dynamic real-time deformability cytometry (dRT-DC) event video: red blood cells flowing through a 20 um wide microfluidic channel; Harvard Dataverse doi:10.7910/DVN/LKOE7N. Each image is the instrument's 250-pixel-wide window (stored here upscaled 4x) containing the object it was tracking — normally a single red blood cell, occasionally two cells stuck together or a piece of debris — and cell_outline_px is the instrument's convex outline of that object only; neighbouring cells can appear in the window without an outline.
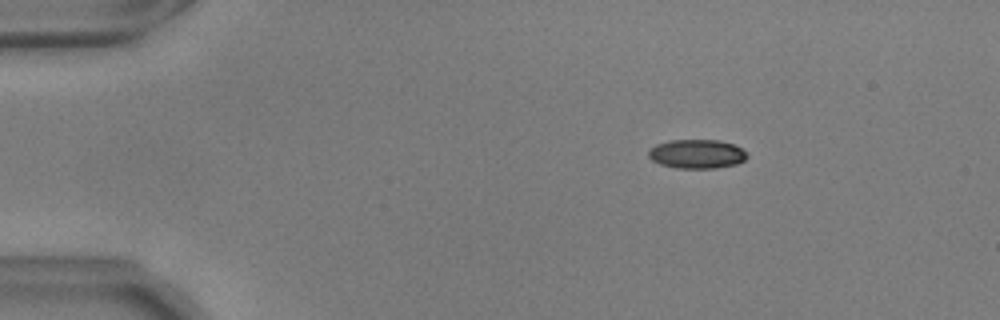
{"species": "common noctule bat (a hibernating species)", "species_latin": "Nyctalus noctula", "temperature_condition": "warm", "stored_images_in_passage": 56, "camera_frame_rate_fps": 3000, "um_per_image_px": 0.085, "animal": {"sex": "male", "body_mass_g": 17.9, "forearm_length_mm": 54.2}, "frame": {"image": 1, "passage_image": 10, "time_ms": 3.0, "image_size_px": [1000, 320], "cell_outline_px": [[748, 156], [744, 160], [736, 164], [716, 168], [676, 168], [660, 164], [652, 160], [648, 156], [648, 148], [656, 144], [668, 140], [720, 140], [736, 144], [748, 152]], "centroid_in_image_um": [59.24, 13.07], "position_along_channel_um": 25.8, "area_um2": 16.99}}
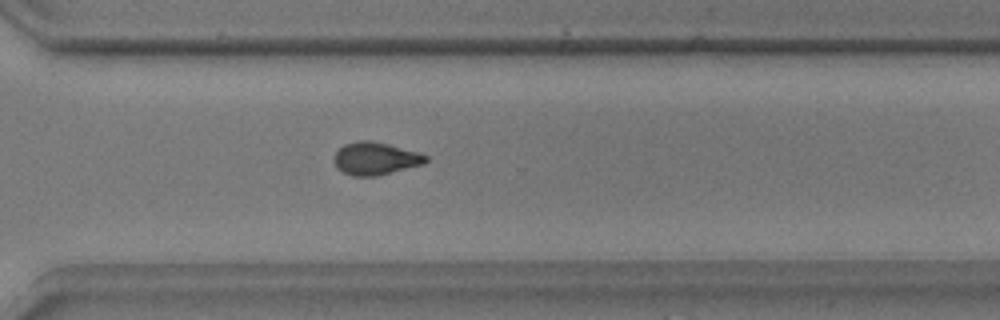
{"frame": {"image": 2, "passage_image": 41, "time_ms": 13.333, "image_size_px": [1000, 320], "cell_outline_px": [[428, 160], [424, 164], [376, 176], [352, 176], [336, 168], [332, 160], [332, 156], [344, 144], [360, 140], [368, 140], [388, 144], [420, 152], [428, 156]], "centroid_in_image_um": [31.9, 13.47], "position_along_channel_um": 338.7, "area_um2": 17.63}}
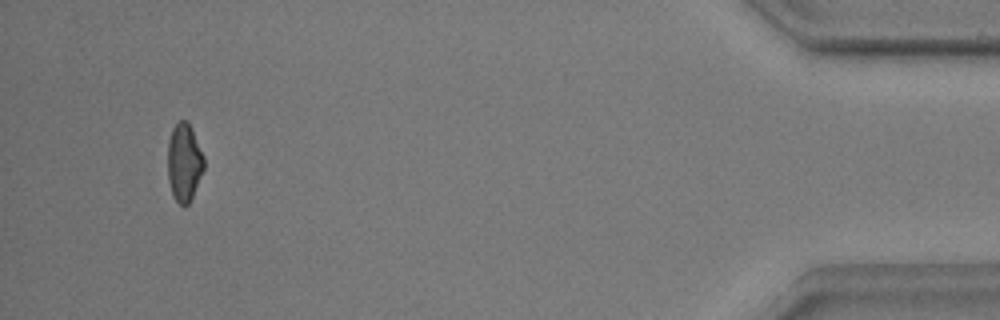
{"frame": {"image": 3, "passage_image": 53, "time_ms": 17.333, "image_size_px": [1000, 320], "cell_outline_px": [[204, 168], [192, 196], [188, 204], [184, 208], [172, 196], [168, 180], [168, 140], [172, 128], [180, 120], [188, 120], [192, 128], [204, 156]], "centroid_in_image_um": [15.64, 13.79], "position_along_channel_um": 419.6, "area_um2": 16.59}, "authors_computed_cell_mechanics": {"area_um2": 17.0799, "velocity_mm_per_s": 3.738, "shape_relaxation_time_tau1_ms": 5.8246, "shape_relaxation_time_tau2_ms": 2.1561, "deformation_change_tau1": 0.1603, "deformation_change_tau2": 0.085}}